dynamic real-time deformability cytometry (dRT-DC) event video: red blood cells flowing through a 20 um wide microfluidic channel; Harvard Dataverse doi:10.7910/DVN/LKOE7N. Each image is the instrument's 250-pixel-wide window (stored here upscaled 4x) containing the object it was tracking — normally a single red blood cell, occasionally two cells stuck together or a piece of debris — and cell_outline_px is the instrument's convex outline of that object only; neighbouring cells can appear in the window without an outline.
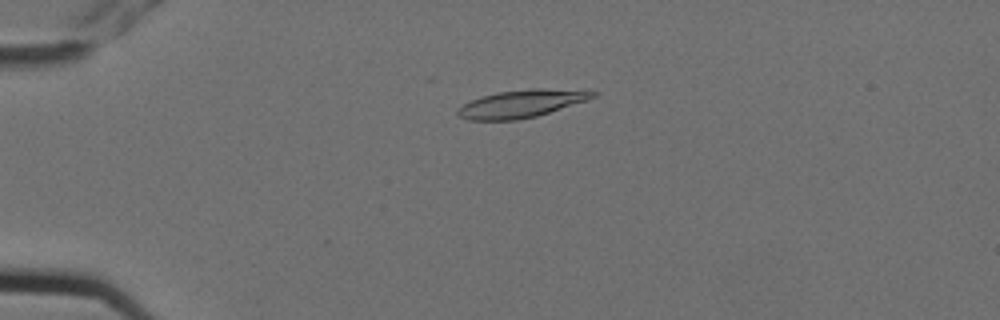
{"species": "Egyptian fruit bat (a non-hibernating species)", "species_latin": "Rousettus aegyptiacus", "temperature_condition": "cold", "stored_images_in_passage": 3, "camera_frame_rate_fps": 3000, "um_per_image_px": 0.085, "animal": {"sex": "female"}, "frame": {"image": 1, "passage_image": 2, "time_ms": 0.333, "image_size_px": [1000, 320], "cell_outline_px": [[600, 92], [596, 96], [588, 100], [536, 116], [516, 120], [468, 120], [456, 116], [456, 108], [480, 96], [496, 92], [528, 88], [544, 88]], "centroid_in_image_um": [44.27, 8.81], "position_along_channel_um": 40.7, "area_um2": 21.91}}